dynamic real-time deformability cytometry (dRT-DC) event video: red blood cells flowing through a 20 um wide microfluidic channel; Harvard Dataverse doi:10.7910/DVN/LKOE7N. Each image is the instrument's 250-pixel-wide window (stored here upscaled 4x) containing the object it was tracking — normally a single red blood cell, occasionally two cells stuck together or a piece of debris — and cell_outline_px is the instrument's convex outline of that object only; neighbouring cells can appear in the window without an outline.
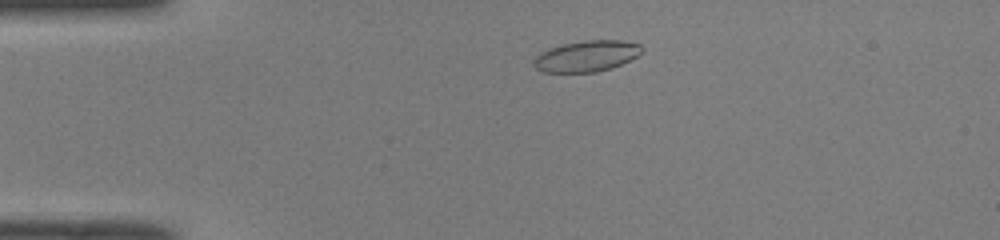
{"species": "common noctule bat (a hibernating species)", "species_latin": "Nyctalus noctula", "temperature_condition": "room temperature", "stored_images_in_passage": 44, "camera_frame_rate_fps": 3000, "um_per_image_px": 0.085, "animal": {"sex": "male", "body_mass_g": 19.0, "forearm_length_mm": 50.8}, "frame": {"image": 1, "passage_image": 5, "time_ms": 1.333, "image_size_px": [1000, 240], "cell_outline_px": [[644, 48], [636, 56], [620, 64], [596, 72], [544, 72], [536, 68], [532, 64], [532, 60], [540, 52], [564, 44], [584, 40], [620, 40], [640, 44]], "centroid_in_image_um": [49.83, 4.76], "position_along_channel_um": 35.2, "area_um2": 19.31}}
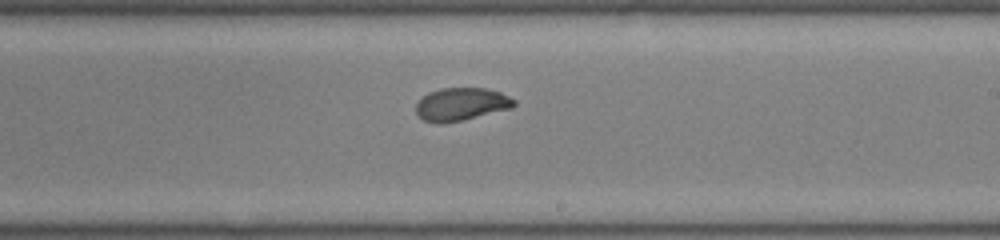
{"frame": {"image": 2, "passage_image": 24, "time_ms": 7.667, "image_size_px": [1000, 240], "cell_outline_px": [[516, 104], [512, 108], [460, 120], [440, 124], [436, 124], [424, 120], [416, 112], [416, 104], [428, 92], [440, 88], [488, 88], [500, 92], [516, 100]], "centroid_in_image_um": [39.21, 8.85], "position_along_channel_um": 249.8, "area_um2": 18.67}}
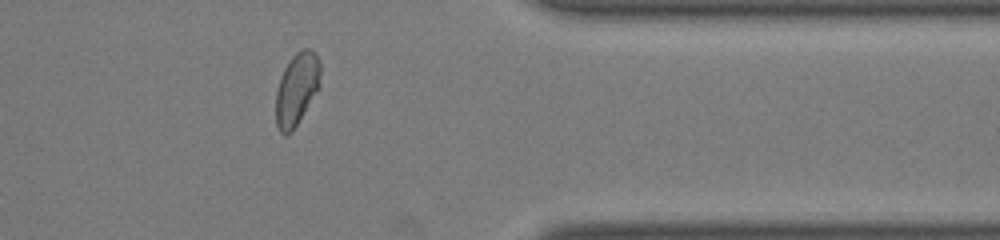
{"frame": {"image": 3, "passage_image": 35, "time_ms": 11.333, "image_size_px": [1000, 240], "cell_outline_px": [[320, 88], [292, 132], [288, 136], [284, 136], [280, 132], [276, 124], [276, 92], [280, 76], [284, 68], [292, 56], [300, 48], [308, 48], [320, 60]], "centroid_in_image_um": [25.22, 7.59], "position_along_channel_um": 386.2, "area_um2": 19.07}, "authors_computed_cell_mechanics": {"area_um2": 19.2763, "velocity_mm_per_s": 4.0687, "shape_relaxation_time_tau1_ms": 10.0498, "shape_relaxation_time_tau2_ms": null, "deformation_change_tau1": 0.2374, "deformation_change_tau2": null}}